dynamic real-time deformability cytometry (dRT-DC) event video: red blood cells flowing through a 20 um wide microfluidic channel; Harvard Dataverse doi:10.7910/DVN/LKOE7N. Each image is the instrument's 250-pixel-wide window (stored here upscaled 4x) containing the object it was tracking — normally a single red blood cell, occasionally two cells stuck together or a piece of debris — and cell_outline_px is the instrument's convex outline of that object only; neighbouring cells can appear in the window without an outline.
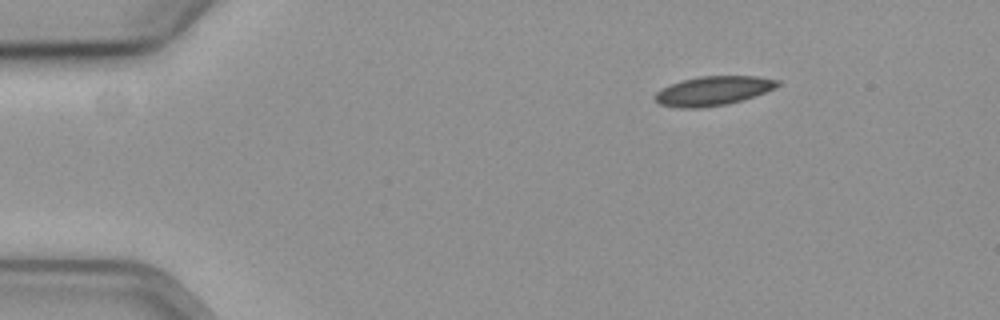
{"species": "common noctule bat (a hibernating species)", "species_latin": "Nyctalus noctula", "temperature_condition": "cold", "stored_images_in_passage": 50, "camera_frame_rate_fps": 3000, "um_per_image_px": 0.085, "animal": {"sex": "female", "body_mass_g": 19.3, "forearm_length_mm": 54.1}, "frame": {"image": 1, "passage_image": 1, "time_ms": 0.0, "image_size_px": [1000, 320], "cell_outline_px": [[780, 84], [756, 96], [728, 104], [696, 108], [680, 108], [660, 104], [652, 96], [660, 88], [680, 80], [700, 76], [760, 76], [780, 80]], "centroid_in_image_um": [60.59, 7.71], "position_along_channel_um": 24.4, "area_um2": 20.98}}
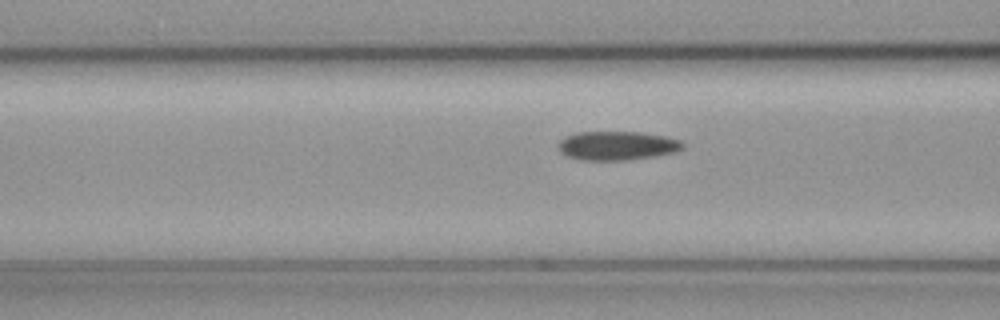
{"frame": {"image": 2, "passage_image": 15, "time_ms": 4.667, "image_size_px": [1000, 320], "cell_outline_px": [[684, 148], [676, 152], [656, 156], [628, 160], [584, 160], [568, 156], [560, 152], [560, 140], [564, 136], [576, 132], [640, 132], [664, 136], [680, 140], [684, 144]], "centroid_in_image_um": [52.48, 12.38], "position_along_channel_um": 114.1, "area_um2": 20.98}}
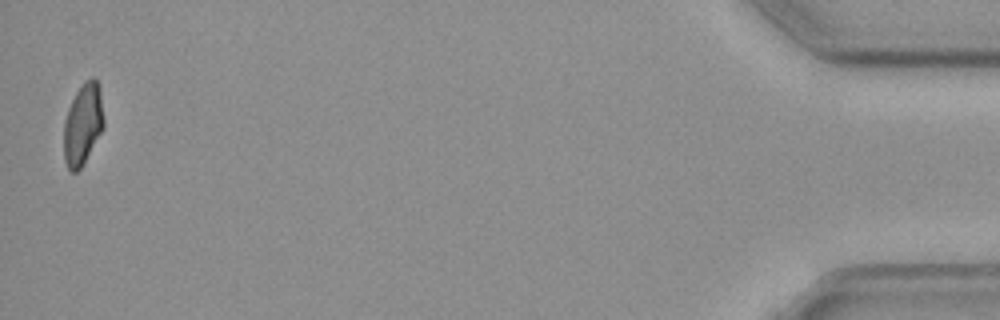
{"frame": {"image": 3, "passage_image": 49, "time_ms": 16.0, "image_size_px": [1000, 320], "cell_outline_px": [[104, 128], [80, 168], [76, 172], [72, 172], [68, 168], [64, 160], [64, 120], [68, 108], [76, 92], [84, 80], [92, 76], [100, 84], [104, 116]], "centroid_in_image_um": [7.06, 10.5], "position_along_channel_um": 428.1, "area_um2": 19.13}, "authors_computed_cell_mechanics": {"area_um2": 20.8947, "velocity_mm_per_s": 3.6236, "shape_relaxation_time_tau1_ms": 6.1998, "shape_relaxation_time_tau2_ms": null, "deformation_change_tau1": 0.1121, "deformation_change_tau2": null}}